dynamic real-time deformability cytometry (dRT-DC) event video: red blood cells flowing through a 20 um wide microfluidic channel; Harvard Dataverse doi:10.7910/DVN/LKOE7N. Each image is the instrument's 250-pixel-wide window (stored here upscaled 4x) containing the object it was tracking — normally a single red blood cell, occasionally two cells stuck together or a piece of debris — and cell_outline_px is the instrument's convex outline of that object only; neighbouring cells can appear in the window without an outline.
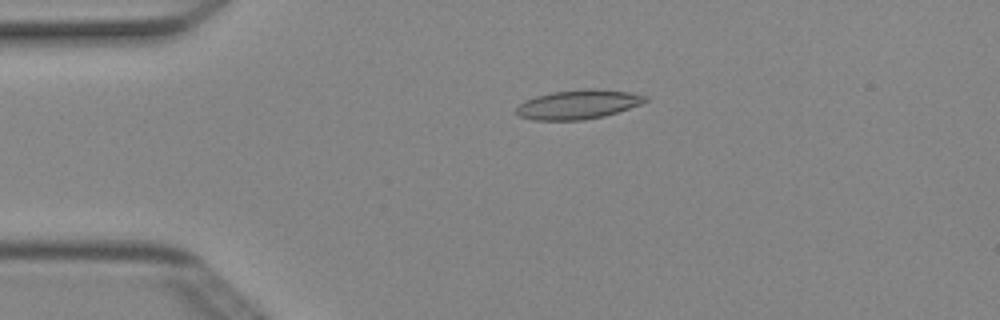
{"species": "Egyptian fruit bat (a non-hibernating species)", "species_latin": "Rousettus aegyptiacus", "temperature_condition": "cold", "stored_images_in_passage": 3, "camera_frame_rate_fps": 3000, "um_per_image_px": 0.085, "animal": {"sex": "female"}, "frame": {"image": 1, "passage_image": 3, "time_ms": 0.667, "image_size_px": [1000, 320], "cell_outline_px": [[648, 100], [640, 104], [604, 116], [584, 120], [532, 120], [520, 116], [516, 112], [516, 108], [524, 100], [536, 96], [552, 92], [584, 88], [596, 88], [628, 92], [648, 96]], "centroid_in_image_um": [49.13, 8.87], "position_along_channel_um": 35.9, "area_um2": 21.96}}